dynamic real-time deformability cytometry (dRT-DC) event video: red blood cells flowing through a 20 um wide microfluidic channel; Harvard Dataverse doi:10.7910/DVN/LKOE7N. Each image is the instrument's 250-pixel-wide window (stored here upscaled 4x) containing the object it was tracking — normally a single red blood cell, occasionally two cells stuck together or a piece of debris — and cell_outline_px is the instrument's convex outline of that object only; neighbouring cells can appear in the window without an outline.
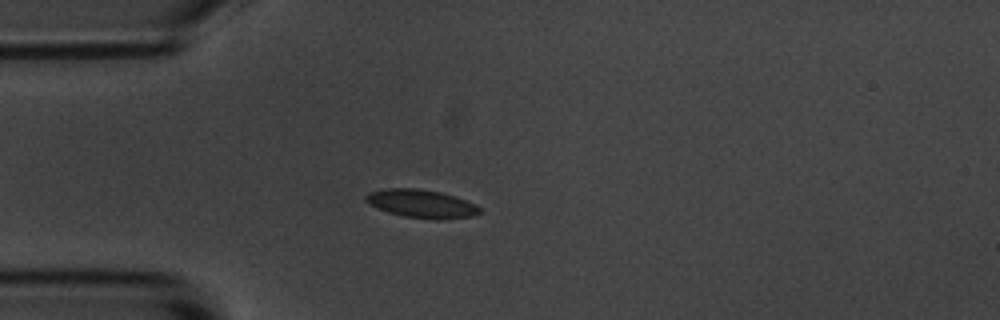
{"species": "common noctule bat (a hibernating species)", "species_latin": "Nyctalus noctula", "temperature_condition": "room temperature", "stored_images_in_passage": 39, "camera_frame_rate_fps": 3000, "um_per_image_px": 0.085, "animal": {"sex": "male", "body_mass_g": 20.1, "forearm_length_mm": 53.5}, "frame": {"image": 1, "passage_image": 4, "time_ms": 1.0, "image_size_px": [1000, 320], "cell_outline_px": [[480, 212], [472, 216], [444, 220], [436, 220], [404, 216], [388, 212], [368, 204], [364, 200], [364, 196], [368, 192], [388, 188], [420, 188], [440, 192], [456, 196], [480, 208]], "centroid_in_image_um": [35.78, 17.31], "position_along_channel_um": 49.2, "area_um2": 18.79}}
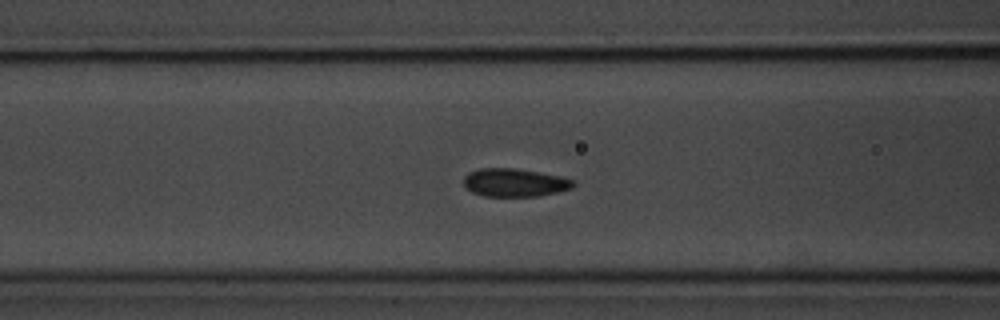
{"frame": {"image": 2, "passage_image": 11, "time_ms": 3.333, "image_size_px": [1000, 320], "cell_outline_px": [[576, 184], [572, 188], [540, 196], [484, 196], [472, 192], [464, 184], [464, 176], [468, 172], [480, 168], [516, 168], [560, 176], [576, 180]], "centroid_in_image_um": [43.76, 15.51], "position_along_channel_um": 122.8, "area_um2": 18.03}}
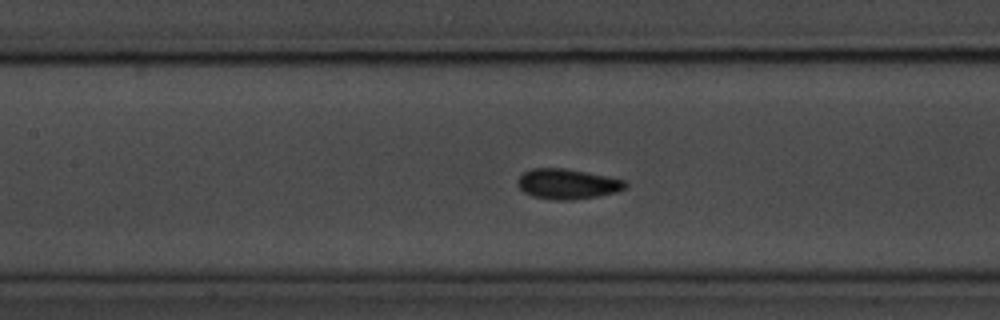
{"frame": {"image": 3, "passage_image": 14, "time_ms": 4.333, "image_size_px": [1000, 320], "cell_outline_px": [[628, 184], [624, 188], [616, 192], [596, 196], [572, 200], [556, 200], [532, 196], [524, 192], [516, 184], [516, 180], [524, 172], [532, 168], [564, 168], [624, 180]], "centroid_in_image_um": [48.17, 15.64], "position_along_channel_um": 159.2, "area_um2": 18.73}, "authors_computed_cell_mechanics": {"area_um2": 18.4382, "velocity_mm_per_s": 3.6195, "shape_relaxation_time_tau1_ms": 3.3869, "shape_relaxation_time_tau2_ms": null, "deformation_change_tau1": 0.0891, "deformation_change_tau2": null}}